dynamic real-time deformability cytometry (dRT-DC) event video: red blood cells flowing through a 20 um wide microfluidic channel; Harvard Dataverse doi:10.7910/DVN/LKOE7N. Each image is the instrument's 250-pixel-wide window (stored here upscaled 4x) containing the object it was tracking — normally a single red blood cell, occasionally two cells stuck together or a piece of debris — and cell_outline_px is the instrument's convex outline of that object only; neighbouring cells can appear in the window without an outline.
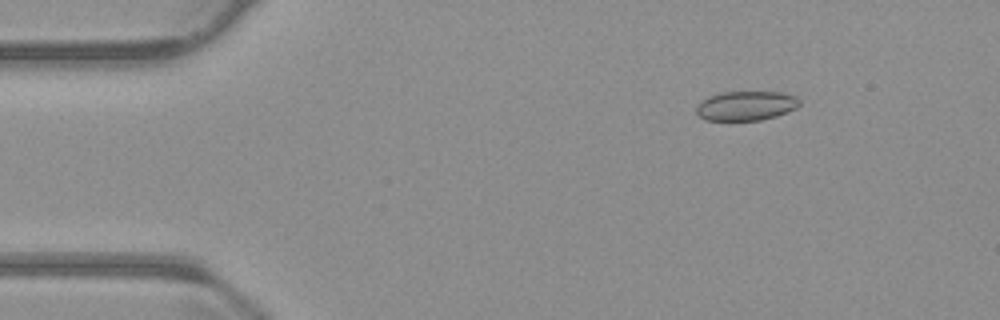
{"species": "common noctule bat (a hibernating species)", "species_latin": "Nyctalus noctula", "temperature_condition": "warm", "stored_images_in_passage": 49, "camera_frame_rate_fps": 3000, "um_per_image_px": 0.085, "animal": {"sex": "male", "body_mass_g": 23.1, "forearm_length_mm": 52.7}, "frame": {"image": 1, "passage_image": 2, "time_ms": 0.333, "image_size_px": [1000, 320], "cell_outline_px": [[800, 104], [796, 108], [788, 112], [776, 116], [760, 120], [704, 120], [696, 112], [696, 108], [708, 96], [720, 92], [780, 92], [796, 96], [800, 100]], "centroid_in_image_um": [63.44, 8.99], "position_along_channel_um": 21.6, "area_um2": 17.63}}
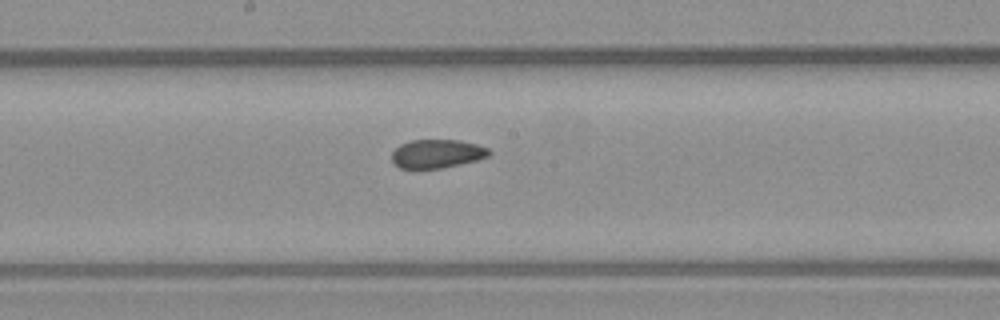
{"frame": {"image": 2, "passage_image": 23, "time_ms": 7.333, "image_size_px": [1000, 320], "cell_outline_px": [[492, 152], [488, 156], [476, 160], [444, 168], [400, 168], [392, 160], [392, 152], [400, 144], [412, 140], [460, 140], [476, 144], [488, 148]], "centroid_in_image_um": [37.16, 13.06], "position_along_channel_um": 211.0, "area_um2": 16.13}}
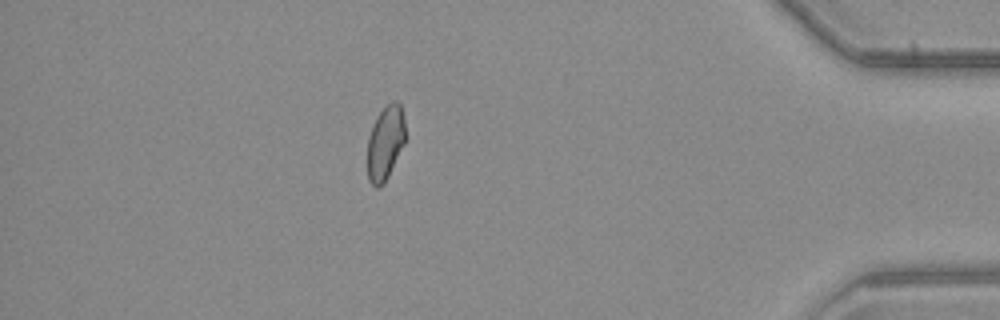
{"frame": {"image": 3, "passage_image": 42, "time_ms": 13.667, "image_size_px": [1000, 320], "cell_outline_px": [[408, 136], [384, 184], [380, 188], [376, 188], [368, 180], [368, 136], [376, 116], [392, 100], [396, 100], [400, 104], [404, 116]], "centroid_in_image_um": [32.78, 12.12], "position_along_channel_um": 402.4, "area_um2": 16.76}, "authors_computed_cell_mechanics": {"area_um2": 17.2244, "velocity_mm_per_s": 3.7983, "shape_relaxation_time_tau1_ms": null, "shape_relaxation_time_tau2_ms": 3.8117, "deformation_change_tau1": null, "deformation_change_tau2": 0.0669}}